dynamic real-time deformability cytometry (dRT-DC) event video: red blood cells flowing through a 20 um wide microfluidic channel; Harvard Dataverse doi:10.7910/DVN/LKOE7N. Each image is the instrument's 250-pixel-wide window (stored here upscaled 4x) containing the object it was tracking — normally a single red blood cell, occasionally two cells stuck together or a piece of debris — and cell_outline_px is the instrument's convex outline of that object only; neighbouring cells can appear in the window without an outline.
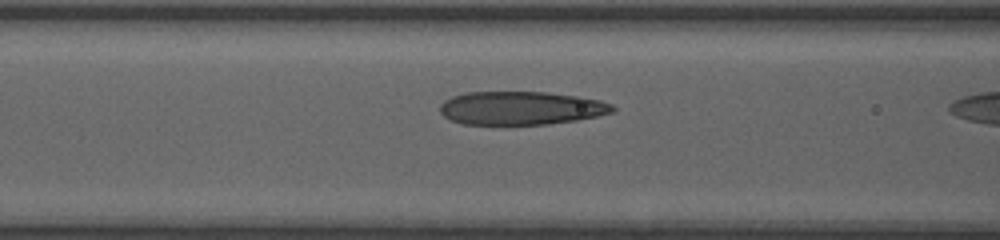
{"species": "human", "species_latin": "Homo sapiens", "temperature_condition": "room temperature", "stored_images_in_passage": 16, "camera_frame_rate_fps": 3000, "um_per_image_px": 0.085, "donor": {"sex": "female"}, "frame": {"image": 1, "passage_image": 14, "time_ms": 4.333, "image_size_px": [1000, 240], "cell_outline_px": [[616, 108], [612, 112], [596, 116], [576, 120], [548, 124], [464, 124], [452, 120], [444, 116], [440, 112], [440, 104], [444, 100], [452, 96], [464, 92], [548, 92], [580, 96], [600, 100], [612, 104]], "centroid_in_image_um": [44.28, 9.17], "position_along_channel_um": 122.3, "area_um2": 33.64}}